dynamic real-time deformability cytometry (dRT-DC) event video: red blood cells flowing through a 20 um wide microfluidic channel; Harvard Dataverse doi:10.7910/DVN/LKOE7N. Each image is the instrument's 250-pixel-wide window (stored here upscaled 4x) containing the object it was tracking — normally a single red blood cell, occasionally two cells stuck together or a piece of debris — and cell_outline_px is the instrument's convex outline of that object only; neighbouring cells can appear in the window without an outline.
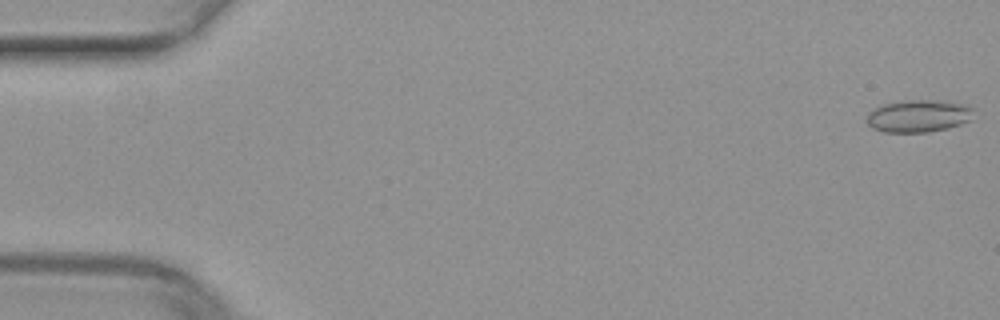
{"species": "common noctule bat (a hibernating species)", "species_latin": "Nyctalus noctula", "temperature_condition": "warm", "stored_images_in_passage": 15, "camera_frame_rate_fps": 3000, "um_per_image_px": 0.085, "animal": {"sex": "female", "body_mass_g": 29.2, "forearm_length_mm": 56.3}, "frame": {"image": 1, "passage_image": 1, "time_ms": 0.0, "image_size_px": [1000, 320], "cell_outline_px": [[972, 120], [948, 128], [928, 132], [884, 132], [872, 128], [868, 124], [868, 112], [880, 104], [900, 100], [932, 100], [968, 104], [972, 108]], "centroid_in_image_um": [78.06, 9.85], "position_along_channel_um": 6.9, "area_um2": 20.35}}
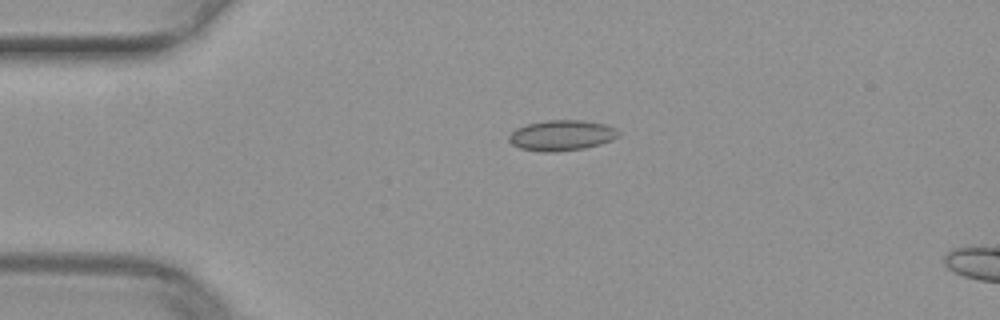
{"frame": {"image": 2, "passage_image": 12, "time_ms": 3.667, "image_size_px": [1000, 320], "cell_outline_px": [[620, 136], [612, 140], [600, 144], [584, 148], [556, 152], [540, 152], [520, 148], [512, 144], [508, 140], [508, 136], [516, 128], [528, 124], [548, 120], [580, 120], [608, 124], [616, 128], [620, 132]], "centroid_in_image_um": [47.77, 11.51], "position_along_channel_um": 37.2, "area_um2": 19.65}}